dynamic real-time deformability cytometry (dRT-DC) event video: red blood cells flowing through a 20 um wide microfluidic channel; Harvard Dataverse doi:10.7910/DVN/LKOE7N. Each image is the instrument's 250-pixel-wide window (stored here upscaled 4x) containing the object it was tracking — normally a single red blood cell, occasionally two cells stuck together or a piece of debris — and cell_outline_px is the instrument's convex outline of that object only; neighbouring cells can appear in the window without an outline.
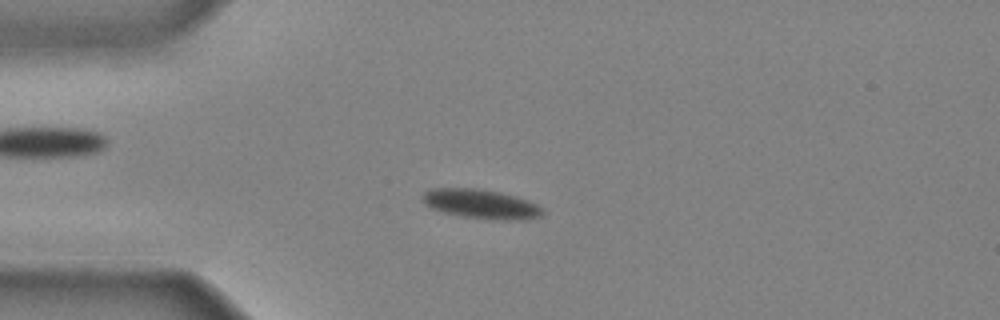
{"species": "common noctule bat (a hibernating species)", "species_latin": "Nyctalus noctula", "temperature_condition": "cold", "stored_images_in_passage": 43, "camera_frame_rate_fps": 3000, "um_per_image_px": 0.085, "animal": {"sex": "male", "body_mass_g": 20.4}, "frame": {"image": 1, "passage_image": 11, "time_ms": 3.333, "image_size_px": [1000, 320], "cell_outline_px": [[544, 212], [540, 216], [520, 220], [504, 220], [460, 216], [444, 212], [432, 208], [424, 204], [424, 192], [428, 188], [476, 188], [500, 192], [516, 196], [528, 200], [544, 208]], "centroid_in_image_um": [40.9, 17.33], "position_along_channel_um": 44.1, "area_um2": 20.46}}
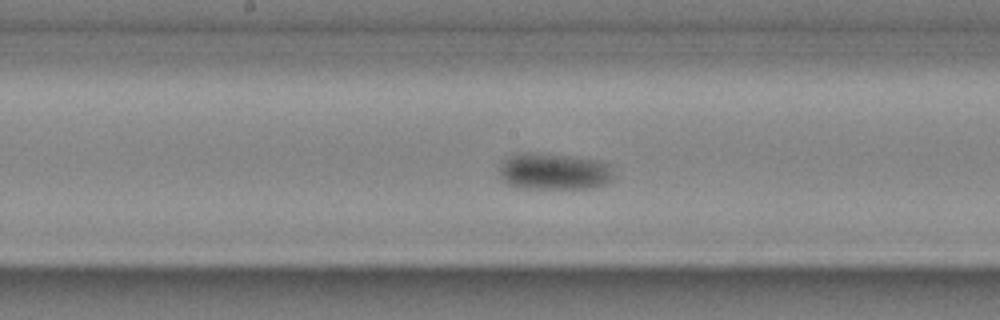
{"frame": {"image": 2, "passage_image": 23, "time_ms": 7.333, "image_size_px": [1000, 320], "cell_outline_px": [[612, 180], [604, 184], [588, 188], [520, 188], [508, 184], [500, 176], [500, 164], [508, 156], [520, 152], [532, 152], [604, 160], [612, 164]], "centroid_in_image_um": [47.11, 14.55], "position_along_channel_um": 201.1, "area_um2": 24.62}}
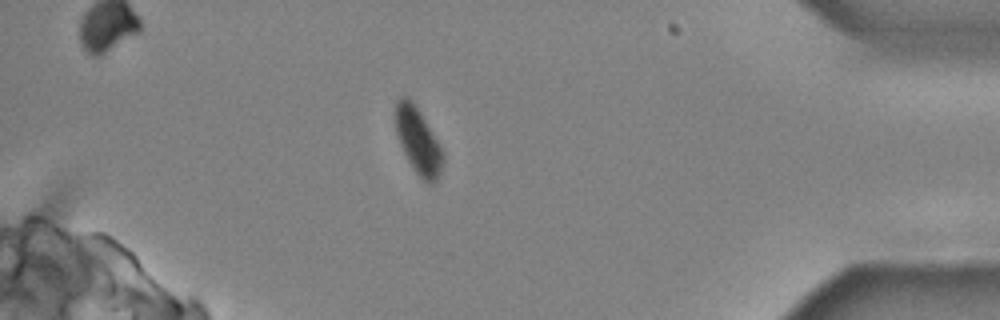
{"frame": {"image": 3, "passage_image": 39, "time_ms": 12.667, "image_size_px": [1000, 320], "cell_outline_px": [[444, 160], [440, 172], [436, 180], [432, 184], [428, 184], [412, 168], [400, 144], [396, 132], [396, 100], [400, 96], [408, 96], [412, 100], [420, 112], [436, 140], [444, 156]], "centroid_in_image_um": [35.52, 11.96], "position_along_channel_um": 399.7, "area_um2": 17.86}}